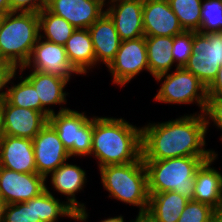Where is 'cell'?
Masks as SVG:
<instances>
[{"label": "cell", "instance_id": "6da1fadb", "mask_svg": "<svg viewBox=\"0 0 222 222\" xmlns=\"http://www.w3.org/2000/svg\"><path fill=\"white\" fill-rule=\"evenodd\" d=\"M207 134L203 113L181 116L141 127L143 160H164L188 156H214L205 149Z\"/></svg>", "mask_w": 222, "mask_h": 222}, {"label": "cell", "instance_id": "7a4b0ae2", "mask_svg": "<svg viewBox=\"0 0 222 222\" xmlns=\"http://www.w3.org/2000/svg\"><path fill=\"white\" fill-rule=\"evenodd\" d=\"M92 155L99 168L137 161L142 156L141 128L122 117L93 116Z\"/></svg>", "mask_w": 222, "mask_h": 222}, {"label": "cell", "instance_id": "3957f363", "mask_svg": "<svg viewBox=\"0 0 222 222\" xmlns=\"http://www.w3.org/2000/svg\"><path fill=\"white\" fill-rule=\"evenodd\" d=\"M211 157L213 156L143 160L147 171L148 193L174 191L193 200L196 170Z\"/></svg>", "mask_w": 222, "mask_h": 222}, {"label": "cell", "instance_id": "277c9868", "mask_svg": "<svg viewBox=\"0 0 222 222\" xmlns=\"http://www.w3.org/2000/svg\"><path fill=\"white\" fill-rule=\"evenodd\" d=\"M39 33L38 13L12 11L1 16L0 58L9 61L16 69L23 67Z\"/></svg>", "mask_w": 222, "mask_h": 222}, {"label": "cell", "instance_id": "5b68a950", "mask_svg": "<svg viewBox=\"0 0 222 222\" xmlns=\"http://www.w3.org/2000/svg\"><path fill=\"white\" fill-rule=\"evenodd\" d=\"M101 183L116 200L137 206L139 213L147 212L149 193L147 171L142 156L127 164L106 165L99 168Z\"/></svg>", "mask_w": 222, "mask_h": 222}, {"label": "cell", "instance_id": "8992f818", "mask_svg": "<svg viewBox=\"0 0 222 222\" xmlns=\"http://www.w3.org/2000/svg\"><path fill=\"white\" fill-rule=\"evenodd\" d=\"M48 122L57 131L70 157L91 155L93 117H87L84 112L60 107L57 114L48 117Z\"/></svg>", "mask_w": 222, "mask_h": 222}, {"label": "cell", "instance_id": "52a82bcc", "mask_svg": "<svg viewBox=\"0 0 222 222\" xmlns=\"http://www.w3.org/2000/svg\"><path fill=\"white\" fill-rule=\"evenodd\" d=\"M161 88L155 95L157 102L171 104L197 103L203 113L207 102V87L191 72L177 68L175 72L164 73L155 77Z\"/></svg>", "mask_w": 222, "mask_h": 222}, {"label": "cell", "instance_id": "ba28073f", "mask_svg": "<svg viewBox=\"0 0 222 222\" xmlns=\"http://www.w3.org/2000/svg\"><path fill=\"white\" fill-rule=\"evenodd\" d=\"M61 202L46 185V190L38 197L7 204L3 222H55L60 216L76 220L77 213L65 201Z\"/></svg>", "mask_w": 222, "mask_h": 222}, {"label": "cell", "instance_id": "9c48e42d", "mask_svg": "<svg viewBox=\"0 0 222 222\" xmlns=\"http://www.w3.org/2000/svg\"><path fill=\"white\" fill-rule=\"evenodd\" d=\"M222 66V32L193 31L192 54L184 69L195 75L207 88Z\"/></svg>", "mask_w": 222, "mask_h": 222}, {"label": "cell", "instance_id": "30bf717a", "mask_svg": "<svg viewBox=\"0 0 222 222\" xmlns=\"http://www.w3.org/2000/svg\"><path fill=\"white\" fill-rule=\"evenodd\" d=\"M107 68L113 76L112 84L121 88L141 71L149 72L145 36L121 41L114 60Z\"/></svg>", "mask_w": 222, "mask_h": 222}, {"label": "cell", "instance_id": "8fae6325", "mask_svg": "<svg viewBox=\"0 0 222 222\" xmlns=\"http://www.w3.org/2000/svg\"><path fill=\"white\" fill-rule=\"evenodd\" d=\"M27 67L61 77L68 82L72 73L79 74L70 64L63 45L43 40L40 37L32 49L29 60L23 67L19 68V72L22 73Z\"/></svg>", "mask_w": 222, "mask_h": 222}, {"label": "cell", "instance_id": "7c38bea8", "mask_svg": "<svg viewBox=\"0 0 222 222\" xmlns=\"http://www.w3.org/2000/svg\"><path fill=\"white\" fill-rule=\"evenodd\" d=\"M37 174L45 179L70 158L57 131L48 122L32 139Z\"/></svg>", "mask_w": 222, "mask_h": 222}, {"label": "cell", "instance_id": "4fadbf2b", "mask_svg": "<svg viewBox=\"0 0 222 222\" xmlns=\"http://www.w3.org/2000/svg\"><path fill=\"white\" fill-rule=\"evenodd\" d=\"M46 179L37 173H19L0 167V195L7 204L29 201L46 190Z\"/></svg>", "mask_w": 222, "mask_h": 222}, {"label": "cell", "instance_id": "5bb4252c", "mask_svg": "<svg viewBox=\"0 0 222 222\" xmlns=\"http://www.w3.org/2000/svg\"><path fill=\"white\" fill-rule=\"evenodd\" d=\"M103 0H47L45 8L76 29H88L104 12Z\"/></svg>", "mask_w": 222, "mask_h": 222}, {"label": "cell", "instance_id": "9a60e30c", "mask_svg": "<svg viewBox=\"0 0 222 222\" xmlns=\"http://www.w3.org/2000/svg\"><path fill=\"white\" fill-rule=\"evenodd\" d=\"M50 175L53 188L58 193L67 196L66 203L77 213L76 220L86 222L88 219L86 207L75 198V194L80 192L87 183L86 171L80 166L64 162Z\"/></svg>", "mask_w": 222, "mask_h": 222}, {"label": "cell", "instance_id": "2e32d148", "mask_svg": "<svg viewBox=\"0 0 222 222\" xmlns=\"http://www.w3.org/2000/svg\"><path fill=\"white\" fill-rule=\"evenodd\" d=\"M105 12L113 20L121 41L144 35L143 2L137 0H110ZM116 3V4H115Z\"/></svg>", "mask_w": 222, "mask_h": 222}, {"label": "cell", "instance_id": "e0dca14e", "mask_svg": "<svg viewBox=\"0 0 222 222\" xmlns=\"http://www.w3.org/2000/svg\"><path fill=\"white\" fill-rule=\"evenodd\" d=\"M143 29L145 36L174 37L184 31L168 0L143 2Z\"/></svg>", "mask_w": 222, "mask_h": 222}, {"label": "cell", "instance_id": "ac0fdd59", "mask_svg": "<svg viewBox=\"0 0 222 222\" xmlns=\"http://www.w3.org/2000/svg\"><path fill=\"white\" fill-rule=\"evenodd\" d=\"M47 123L42 112L11 105L5 98L4 135L33 139Z\"/></svg>", "mask_w": 222, "mask_h": 222}, {"label": "cell", "instance_id": "d6986e66", "mask_svg": "<svg viewBox=\"0 0 222 222\" xmlns=\"http://www.w3.org/2000/svg\"><path fill=\"white\" fill-rule=\"evenodd\" d=\"M0 167L37 173L32 139L4 135L0 140Z\"/></svg>", "mask_w": 222, "mask_h": 222}, {"label": "cell", "instance_id": "ffe728a7", "mask_svg": "<svg viewBox=\"0 0 222 222\" xmlns=\"http://www.w3.org/2000/svg\"><path fill=\"white\" fill-rule=\"evenodd\" d=\"M93 43L96 65L100 62L106 67L114 60L121 40L113 20L104 12L89 28Z\"/></svg>", "mask_w": 222, "mask_h": 222}, {"label": "cell", "instance_id": "44dd1931", "mask_svg": "<svg viewBox=\"0 0 222 222\" xmlns=\"http://www.w3.org/2000/svg\"><path fill=\"white\" fill-rule=\"evenodd\" d=\"M218 154L204 161L195 173L194 201L201 202L216 209L222 206V174L211 167Z\"/></svg>", "mask_w": 222, "mask_h": 222}, {"label": "cell", "instance_id": "7402d4cb", "mask_svg": "<svg viewBox=\"0 0 222 222\" xmlns=\"http://www.w3.org/2000/svg\"><path fill=\"white\" fill-rule=\"evenodd\" d=\"M31 71L25 78L35 88L36 94L41 101V112L48 118L55 113L54 109L50 108L51 105L59 104L61 106L67 102L66 95L68 93L64 89L68 81L55 75L36 70Z\"/></svg>", "mask_w": 222, "mask_h": 222}, {"label": "cell", "instance_id": "603a6c76", "mask_svg": "<svg viewBox=\"0 0 222 222\" xmlns=\"http://www.w3.org/2000/svg\"><path fill=\"white\" fill-rule=\"evenodd\" d=\"M64 47L70 64L80 75L95 67L96 58L88 29H75Z\"/></svg>", "mask_w": 222, "mask_h": 222}, {"label": "cell", "instance_id": "cb8c5ba5", "mask_svg": "<svg viewBox=\"0 0 222 222\" xmlns=\"http://www.w3.org/2000/svg\"><path fill=\"white\" fill-rule=\"evenodd\" d=\"M188 201L174 191L149 193L147 212L155 222H177Z\"/></svg>", "mask_w": 222, "mask_h": 222}, {"label": "cell", "instance_id": "d4e9b609", "mask_svg": "<svg viewBox=\"0 0 222 222\" xmlns=\"http://www.w3.org/2000/svg\"><path fill=\"white\" fill-rule=\"evenodd\" d=\"M149 73L155 78L168 73L172 68L174 58L172 55L173 37L145 36Z\"/></svg>", "mask_w": 222, "mask_h": 222}, {"label": "cell", "instance_id": "484cf974", "mask_svg": "<svg viewBox=\"0 0 222 222\" xmlns=\"http://www.w3.org/2000/svg\"><path fill=\"white\" fill-rule=\"evenodd\" d=\"M38 16L39 32L43 31V35L39 33V37L55 44L64 46L76 29L64 18L54 15L45 7L38 12Z\"/></svg>", "mask_w": 222, "mask_h": 222}, {"label": "cell", "instance_id": "4316f807", "mask_svg": "<svg viewBox=\"0 0 222 222\" xmlns=\"http://www.w3.org/2000/svg\"><path fill=\"white\" fill-rule=\"evenodd\" d=\"M185 31L197 32L201 27L202 0H168Z\"/></svg>", "mask_w": 222, "mask_h": 222}, {"label": "cell", "instance_id": "83f0119b", "mask_svg": "<svg viewBox=\"0 0 222 222\" xmlns=\"http://www.w3.org/2000/svg\"><path fill=\"white\" fill-rule=\"evenodd\" d=\"M18 84L7 87L5 98L14 106L41 112V101L33 85L20 75Z\"/></svg>", "mask_w": 222, "mask_h": 222}, {"label": "cell", "instance_id": "f1b7e54d", "mask_svg": "<svg viewBox=\"0 0 222 222\" xmlns=\"http://www.w3.org/2000/svg\"><path fill=\"white\" fill-rule=\"evenodd\" d=\"M201 27L198 32H222V0H202Z\"/></svg>", "mask_w": 222, "mask_h": 222}, {"label": "cell", "instance_id": "f546056e", "mask_svg": "<svg viewBox=\"0 0 222 222\" xmlns=\"http://www.w3.org/2000/svg\"><path fill=\"white\" fill-rule=\"evenodd\" d=\"M193 31H183L173 37L172 55L177 68H184L192 54Z\"/></svg>", "mask_w": 222, "mask_h": 222}, {"label": "cell", "instance_id": "4dcf8cb0", "mask_svg": "<svg viewBox=\"0 0 222 222\" xmlns=\"http://www.w3.org/2000/svg\"><path fill=\"white\" fill-rule=\"evenodd\" d=\"M213 211L207 204L189 200L177 222H212Z\"/></svg>", "mask_w": 222, "mask_h": 222}, {"label": "cell", "instance_id": "1f68e13d", "mask_svg": "<svg viewBox=\"0 0 222 222\" xmlns=\"http://www.w3.org/2000/svg\"><path fill=\"white\" fill-rule=\"evenodd\" d=\"M206 122V130L210 125V120L218 129L222 130V97L207 96L206 107L203 112Z\"/></svg>", "mask_w": 222, "mask_h": 222}, {"label": "cell", "instance_id": "d6a6232c", "mask_svg": "<svg viewBox=\"0 0 222 222\" xmlns=\"http://www.w3.org/2000/svg\"><path fill=\"white\" fill-rule=\"evenodd\" d=\"M11 11L38 13L46 6L47 0H9Z\"/></svg>", "mask_w": 222, "mask_h": 222}, {"label": "cell", "instance_id": "836d02e7", "mask_svg": "<svg viewBox=\"0 0 222 222\" xmlns=\"http://www.w3.org/2000/svg\"><path fill=\"white\" fill-rule=\"evenodd\" d=\"M17 69L7 60L0 58V96H5L6 91H2L3 88L8 87L7 84L11 83V80L17 75Z\"/></svg>", "mask_w": 222, "mask_h": 222}, {"label": "cell", "instance_id": "e575fe53", "mask_svg": "<svg viewBox=\"0 0 222 222\" xmlns=\"http://www.w3.org/2000/svg\"><path fill=\"white\" fill-rule=\"evenodd\" d=\"M207 95L222 97V66L218 71L216 79L207 88Z\"/></svg>", "mask_w": 222, "mask_h": 222}, {"label": "cell", "instance_id": "d590c367", "mask_svg": "<svg viewBox=\"0 0 222 222\" xmlns=\"http://www.w3.org/2000/svg\"><path fill=\"white\" fill-rule=\"evenodd\" d=\"M4 104H5V96H0V140L4 136V126H3Z\"/></svg>", "mask_w": 222, "mask_h": 222}, {"label": "cell", "instance_id": "8d00e7d4", "mask_svg": "<svg viewBox=\"0 0 222 222\" xmlns=\"http://www.w3.org/2000/svg\"><path fill=\"white\" fill-rule=\"evenodd\" d=\"M130 222H155V220L148 214V212H138L136 219L130 220Z\"/></svg>", "mask_w": 222, "mask_h": 222}, {"label": "cell", "instance_id": "74e56055", "mask_svg": "<svg viewBox=\"0 0 222 222\" xmlns=\"http://www.w3.org/2000/svg\"><path fill=\"white\" fill-rule=\"evenodd\" d=\"M9 12L10 10V1L9 0H0V16H3Z\"/></svg>", "mask_w": 222, "mask_h": 222}, {"label": "cell", "instance_id": "f35d334b", "mask_svg": "<svg viewBox=\"0 0 222 222\" xmlns=\"http://www.w3.org/2000/svg\"><path fill=\"white\" fill-rule=\"evenodd\" d=\"M212 222H222V206L214 209L212 214Z\"/></svg>", "mask_w": 222, "mask_h": 222}, {"label": "cell", "instance_id": "ab89813d", "mask_svg": "<svg viewBox=\"0 0 222 222\" xmlns=\"http://www.w3.org/2000/svg\"><path fill=\"white\" fill-rule=\"evenodd\" d=\"M6 206V201L0 195V222H3Z\"/></svg>", "mask_w": 222, "mask_h": 222}, {"label": "cell", "instance_id": "60d3db41", "mask_svg": "<svg viewBox=\"0 0 222 222\" xmlns=\"http://www.w3.org/2000/svg\"><path fill=\"white\" fill-rule=\"evenodd\" d=\"M124 217L122 215L115 216V217H109L107 219L101 220L100 222H125Z\"/></svg>", "mask_w": 222, "mask_h": 222}]
</instances>
